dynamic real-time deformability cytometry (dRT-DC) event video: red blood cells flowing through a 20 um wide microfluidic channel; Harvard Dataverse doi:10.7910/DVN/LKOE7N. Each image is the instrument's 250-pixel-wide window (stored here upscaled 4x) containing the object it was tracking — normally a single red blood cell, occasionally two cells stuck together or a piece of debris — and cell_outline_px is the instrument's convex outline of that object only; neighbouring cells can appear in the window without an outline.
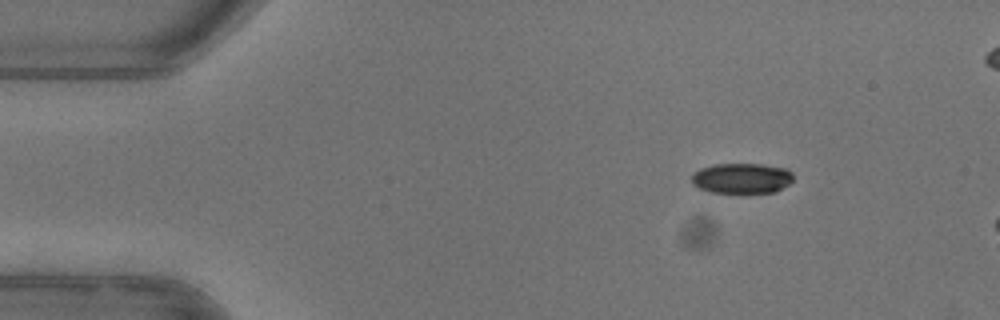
{"species": "common noctule bat (a hibernating species)", "species_latin": "Nyctalus noctula", "temperature_condition": "warm", "stored_images_in_passage": 9, "camera_frame_rate_fps": 3000, "um_per_image_px": 0.085, "animal": {"sex": "female"}, "frame": {"image": 1, "passage_image": 1, "time_ms": 0.0, "image_size_px": [1000, 320], "cell_outline_px": [[792, 180], [788, 184], [776, 192], [708, 192], [692, 184], [692, 172], [700, 168], [716, 164], [764, 164], [788, 168], [792, 172]], "centroid_in_image_um": [63.05, 15.14], "position_along_channel_um": 22.0, "area_um2": 18.03}}